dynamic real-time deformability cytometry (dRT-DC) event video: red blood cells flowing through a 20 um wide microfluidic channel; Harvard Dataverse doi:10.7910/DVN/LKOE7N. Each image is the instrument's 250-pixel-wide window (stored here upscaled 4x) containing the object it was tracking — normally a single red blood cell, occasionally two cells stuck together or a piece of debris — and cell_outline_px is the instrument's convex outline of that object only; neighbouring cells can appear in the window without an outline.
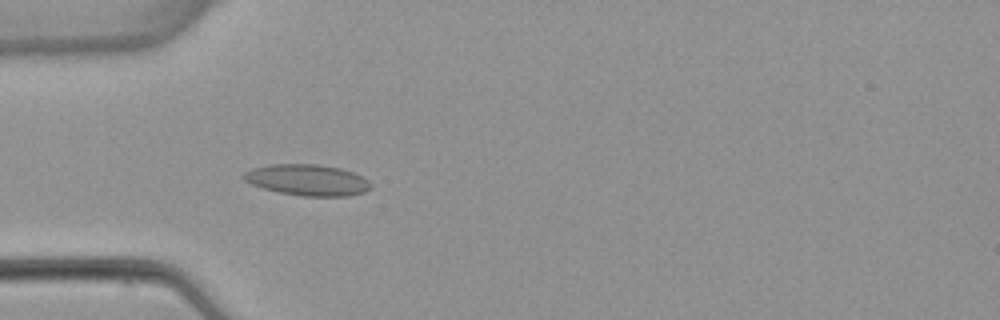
{"species": "common noctule bat (a hibernating species)", "species_latin": "Nyctalus noctula", "temperature_condition": "warm", "stored_images_in_passage": 5, "camera_frame_rate_fps": 3000, "um_per_image_px": 0.085, "animal": {"sex": "female", "body_mass_g": 22.7, "forearm_length_mm": 54.2}, "frame": {"image": 1, "passage_image": 5, "time_ms": 4.667, "image_size_px": [1000, 320], "cell_outline_px": [[372, 188], [364, 192], [348, 196], [300, 196], [280, 192], [264, 188], [252, 184], [244, 180], [240, 176], [244, 172], [252, 168], [268, 164], [320, 164], [340, 168], [352, 172], [368, 180], [372, 184]], "centroid_in_image_um": [26.12, 15.29], "position_along_channel_um": 58.9, "area_um2": 23.18}}